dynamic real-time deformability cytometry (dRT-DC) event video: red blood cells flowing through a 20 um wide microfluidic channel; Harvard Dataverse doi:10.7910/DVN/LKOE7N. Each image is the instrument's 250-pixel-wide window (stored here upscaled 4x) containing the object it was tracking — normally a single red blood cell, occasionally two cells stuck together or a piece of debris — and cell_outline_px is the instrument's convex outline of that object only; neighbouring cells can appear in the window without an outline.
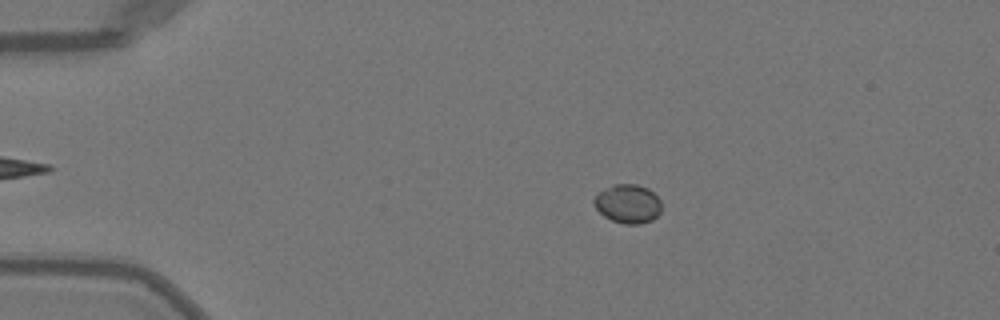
{"species": "Egyptian fruit bat (a non-hibernating species)", "species_latin": "Rousettus aegyptiacus", "temperature_condition": "warm", "stored_images_in_passage": 21, "camera_frame_rate_fps": 3000, "um_per_image_px": 0.085, "animal": {"sex": "female"}, "frame": {"image": 1, "passage_image": 10, "time_ms": 3.0, "image_size_px": [1000, 320], "cell_outline_px": [[660, 212], [652, 220], [640, 224], [624, 224], [612, 220], [604, 216], [596, 208], [592, 200], [604, 188], [612, 184], [636, 184], [648, 188], [660, 200]], "centroid_in_image_um": [53.36, 17.32], "position_along_channel_um": 31.6, "area_um2": 15.2}}
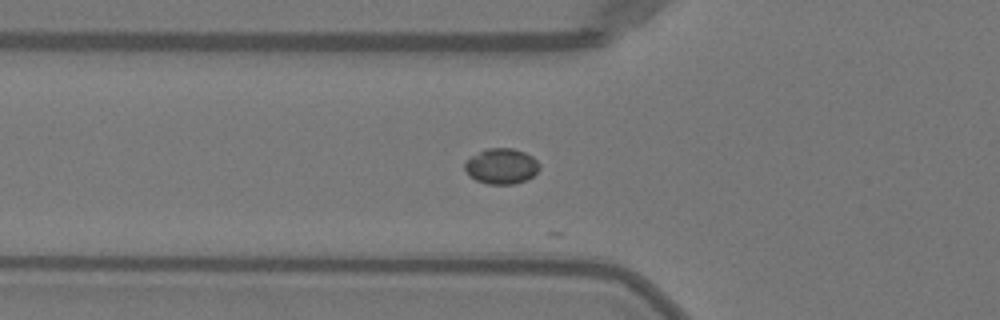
{"frame": {"image": 2, "passage_image": 18, "time_ms": 5.667, "image_size_px": [1000, 320], "cell_outline_px": [[540, 168], [532, 176], [524, 180], [512, 184], [488, 184], [476, 180], [464, 168], [464, 160], [488, 148], [512, 148], [524, 152], [532, 156], [540, 164]], "centroid_in_image_um": [42.62, 14.12], "position_along_channel_um": 83.2, "area_um2": 15.26}}